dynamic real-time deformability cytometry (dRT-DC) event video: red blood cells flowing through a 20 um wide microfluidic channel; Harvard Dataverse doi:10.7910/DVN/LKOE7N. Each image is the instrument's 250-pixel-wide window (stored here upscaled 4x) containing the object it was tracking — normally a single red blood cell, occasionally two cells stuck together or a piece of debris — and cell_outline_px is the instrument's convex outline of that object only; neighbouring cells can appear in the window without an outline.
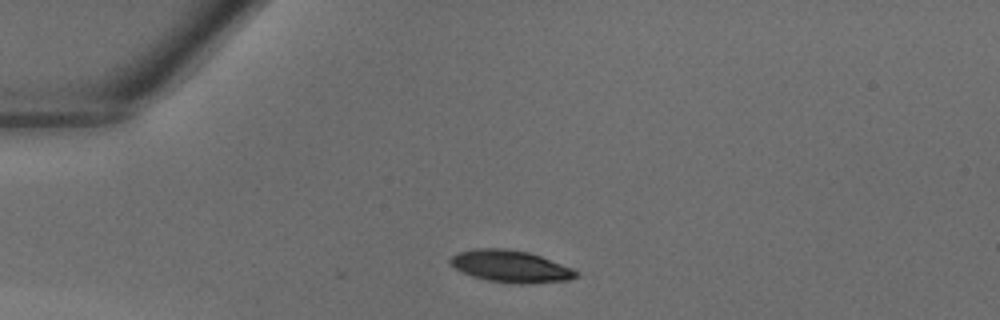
{"species": "common noctule bat (a hibernating species)", "species_latin": "Nyctalus noctula", "temperature_condition": "warm", "stored_images_in_passage": 11, "camera_frame_rate_fps": 3000, "um_per_image_px": 0.085, "animal": {"sex": "male", "body_mass_g": 18.8}, "frame": {"image": 1, "passage_image": 1, "time_ms": 0.0, "image_size_px": [1000, 320], "cell_outline_px": [[580, 276], [568, 280], [524, 284], [488, 280], [472, 276], [448, 264], [448, 260], [452, 256], [460, 252], [472, 248], [504, 248], [528, 252], [540, 256], [572, 268], [580, 272]], "centroid_in_image_um": [43.41, 22.63], "position_along_channel_um": 41.6, "area_um2": 23.35}}
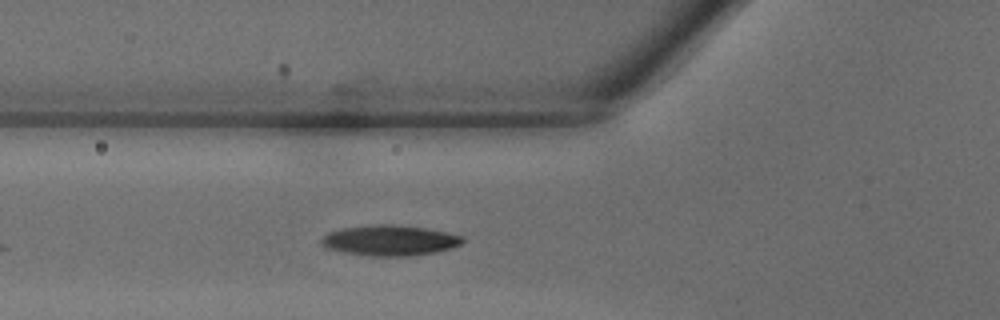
{"frame": {"image": 2, "passage_image": 6, "time_ms": 1.667, "image_size_px": [1000, 320], "cell_outline_px": [[464, 244], [452, 248], [436, 252], [408, 256], [368, 256], [328, 248], [320, 240], [328, 232], [344, 228], [376, 224], [396, 224], [424, 228], [448, 232], [464, 236]], "centroid_in_image_um": [33.22, 20.43], "position_along_channel_um": 92.6, "area_um2": 25.03}}
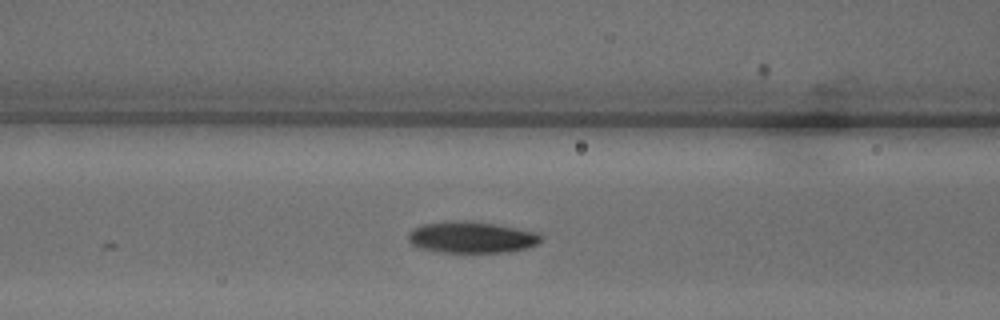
{"frame": {"image": 3, "passage_image": 8, "time_ms": 2.333, "image_size_px": [1000, 320], "cell_outline_px": [[544, 240], [540, 244], [508, 252], [440, 252], [420, 248], [412, 244], [408, 240], [408, 232], [412, 228], [424, 224], [464, 220], [492, 224], [540, 232], [544, 236]], "centroid_in_image_um": [40.13, 20.17], "position_along_channel_um": 126.5, "area_um2": 24.33}}